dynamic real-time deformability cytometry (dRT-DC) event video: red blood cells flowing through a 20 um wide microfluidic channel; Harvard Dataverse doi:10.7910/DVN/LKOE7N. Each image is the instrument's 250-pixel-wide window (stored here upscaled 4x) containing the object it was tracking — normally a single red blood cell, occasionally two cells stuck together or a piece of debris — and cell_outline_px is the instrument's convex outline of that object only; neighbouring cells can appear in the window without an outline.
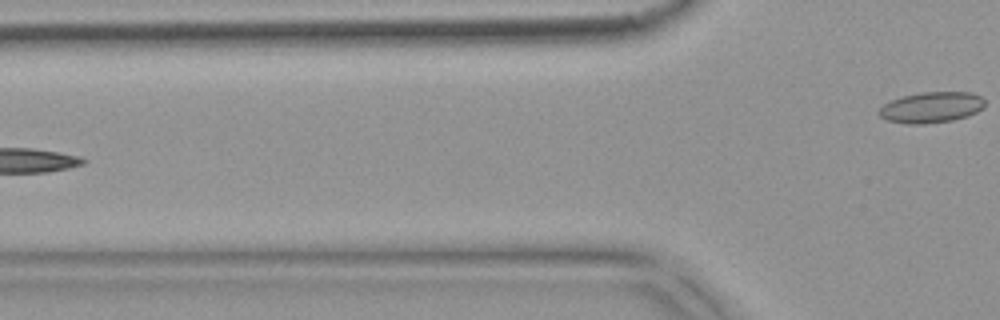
{"species": "common noctule bat (a hibernating species)", "species_latin": "Nyctalus noctula", "temperature_condition": "warm", "stored_images_in_passage": 5, "camera_frame_rate_fps": 3000, "um_per_image_px": 0.085, "animal": {"sex": "female", "body_mass_g": 18.4}, "frame": {"image": 1, "passage_image": 5, "time_ms": 1.333, "image_size_px": [1000, 320], "cell_outline_px": [[984, 108], [968, 116], [952, 120], [924, 124], [908, 124], [884, 120], [876, 112], [884, 104], [900, 96], [920, 92], [972, 92], [984, 96]], "centroid_in_image_um": [79.16, 9.12], "position_along_channel_um": 46.6, "area_um2": 19.36}}